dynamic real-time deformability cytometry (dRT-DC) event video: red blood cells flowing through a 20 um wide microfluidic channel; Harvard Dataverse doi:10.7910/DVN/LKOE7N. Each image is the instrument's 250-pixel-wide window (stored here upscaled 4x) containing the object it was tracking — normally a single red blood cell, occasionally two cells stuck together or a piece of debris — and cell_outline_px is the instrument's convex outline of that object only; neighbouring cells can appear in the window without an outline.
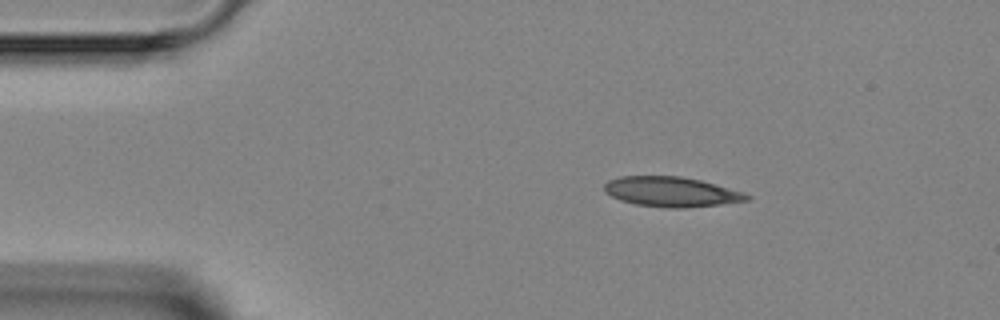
{"species": "Egyptian fruit bat (a non-hibernating species)", "species_latin": "Rousettus aegyptiacus", "temperature_condition": "room temperature", "stored_images_in_passage": 4, "camera_frame_rate_fps": 3000, "um_per_image_px": 0.085, "animal": {"sex": "female"}, "frame": {"image": 1, "passage_image": 1, "time_ms": 0.0, "image_size_px": [1000, 320], "cell_outline_px": [[752, 200], [720, 204], [684, 208], [668, 208], [636, 204], [620, 200], [604, 192], [604, 184], [608, 180], [620, 176], [680, 176], [700, 180], [744, 192], [752, 196]], "centroid_in_image_um": [57.07, 16.3], "position_along_channel_um": 27.9, "area_um2": 24.91}}
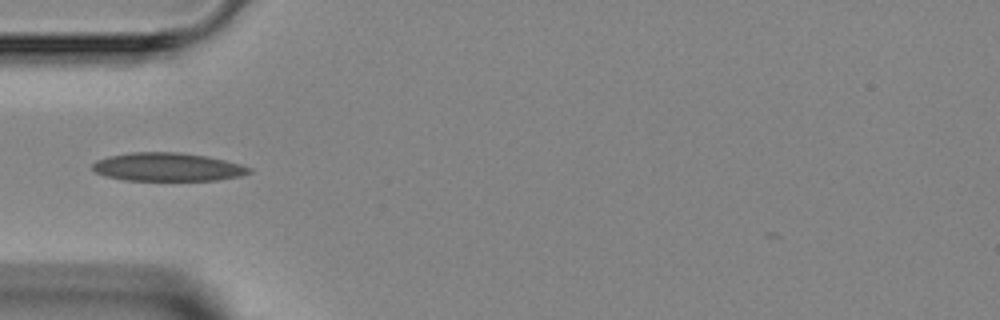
{"frame": {"image": 2, "passage_image": 3, "time_ms": 2.333, "image_size_px": [1000, 320], "cell_outline_px": [[252, 172], [240, 176], [216, 180], [124, 180], [108, 176], [96, 172], [92, 168], [92, 164], [96, 160], [108, 156], [132, 152], [180, 152], [204, 156], [224, 160], [240, 164], [252, 168]], "centroid_in_image_um": [14.24, 14.19], "position_along_channel_um": 70.8, "area_um2": 25.72}}